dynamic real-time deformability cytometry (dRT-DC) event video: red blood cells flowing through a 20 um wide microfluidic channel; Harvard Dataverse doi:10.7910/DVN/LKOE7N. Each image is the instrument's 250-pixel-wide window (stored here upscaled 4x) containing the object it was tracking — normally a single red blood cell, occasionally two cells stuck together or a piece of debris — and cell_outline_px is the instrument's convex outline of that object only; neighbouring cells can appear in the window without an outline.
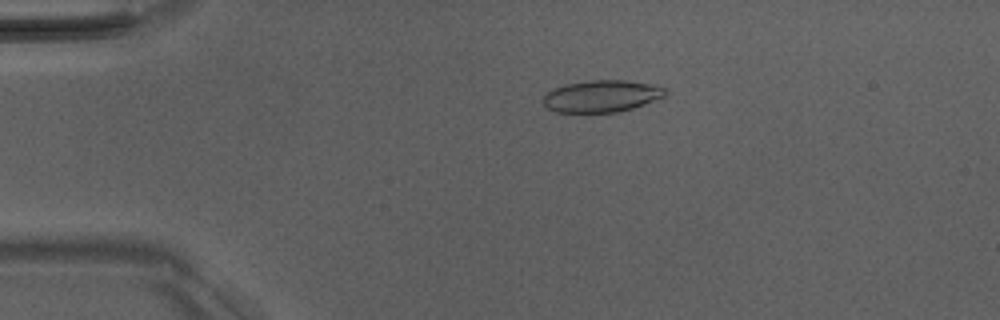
{"species": "Egyptian fruit bat (a non-hibernating species)", "species_latin": "Rousettus aegyptiacus", "temperature_condition": "room temperature", "stored_images_in_passage": 5, "camera_frame_rate_fps": 3000, "um_per_image_px": 0.085, "animal": {"sex": "male"}, "frame": {"image": 1, "passage_image": 4, "time_ms": 3.333, "image_size_px": [1000, 320], "cell_outline_px": [[668, 92], [664, 96], [644, 104], [632, 108], [616, 112], [556, 112], [548, 108], [544, 104], [544, 96], [552, 88], [564, 84], [588, 80], [624, 80], [656, 84], [664, 88]], "centroid_in_image_um": [51.14, 8.15], "position_along_channel_um": 33.9, "area_um2": 22.72}}